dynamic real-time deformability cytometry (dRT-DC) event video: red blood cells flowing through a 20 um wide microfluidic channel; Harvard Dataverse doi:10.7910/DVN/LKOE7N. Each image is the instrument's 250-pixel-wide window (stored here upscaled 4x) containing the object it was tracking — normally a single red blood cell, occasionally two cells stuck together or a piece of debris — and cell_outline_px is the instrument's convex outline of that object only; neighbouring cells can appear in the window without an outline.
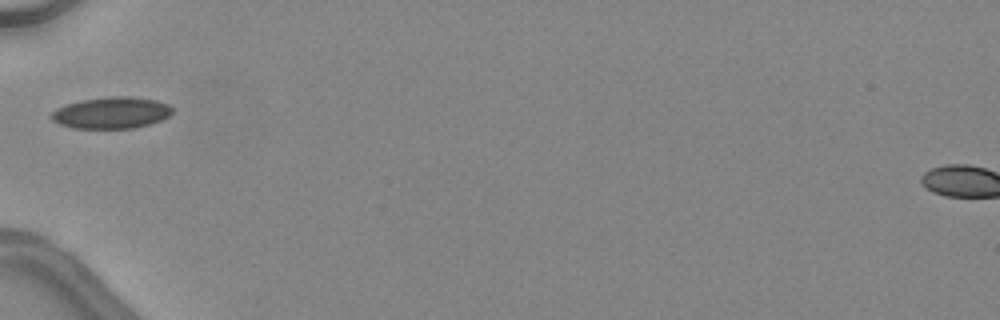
{"species": "common noctule bat (a hibernating species)", "species_latin": "Nyctalus noctula", "temperature_condition": "warm", "stored_images_in_passage": 30, "camera_frame_rate_fps": 3000, "um_per_image_px": 0.085, "animal": {"sex": "female", "body_mass_g": 24.6, "forearm_length_mm": 56.2}, "frame": {"image": 1, "passage_image": 1, "time_ms": 0.0, "image_size_px": [1000, 320], "cell_outline_px": [[172, 112], [168, 116], [152, 124], [132, 128], [72, 128], [60, 124], [52, 120], [48, 116], [56, 108], [80, 100], [112, 96], [132, 96], [156, 100], [168, 104], [172, 108]], "centroid_in_image_um": [9.46, 9.58], "position_along_channel_um": 75.5, "area_um2": 22.31}}
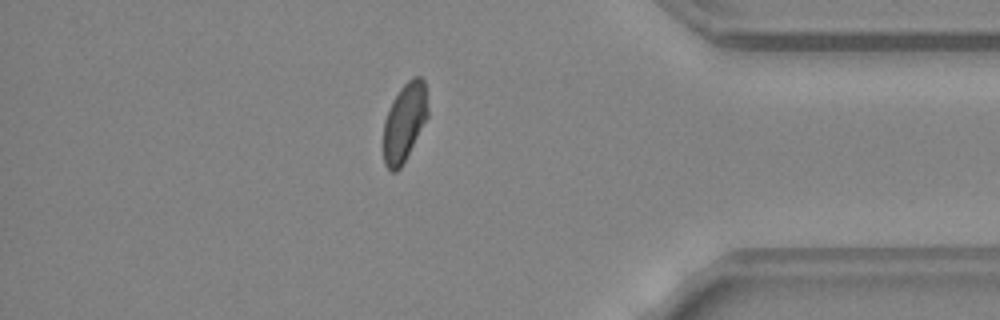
{"frame": {"image": 2, "passage_image": 24, "time_ms": 7.667, "image_size_px": [1000, 320], "cell_outline_px": [[428, 116], [400, 168], [396, 172], [392, 172], [384, 164], [384, 120], [400, 88], [412, 76], [420, 76], [424, 80], [428, 108]], "centroid_in_image_um": [34.39, 10.37], "position_along_channel_um": 400.8, "area_um2": 19.83}}
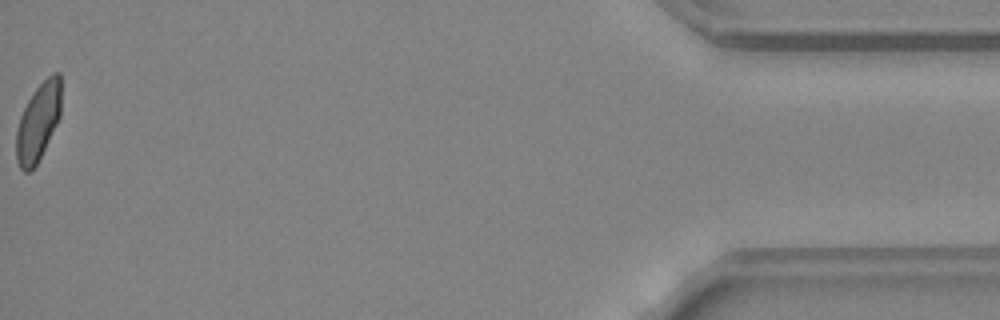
{"frame": {"image": 3, "passage_image": 30, "time_ms": 9.667, "image_size_px": [1000, 320], "cell_outline_px": [[60, 116], [36, 164], [28, 172], [24, 172], [20, 168], [16, 160], [16, 132], [20, 116], [28, 100], [36, 88], [52, 72], [60, 72]], "centroid_in_image_um": [3.23, 10.35], "position_along_channel_um": 432.0, "area_um2": 19.94}, "authors_computed_cell_mechanics": {"area_um2": 21.1837, "velocity_mm_per_s": 4.5421, "shape_relaxation_time_tau1_ms": 5.4835, "shape_relaxation_time_tau2_ms": 1.0867, "deformation_change_tau1": 0.1338, "deformation_change_tau2": 0.0554}}